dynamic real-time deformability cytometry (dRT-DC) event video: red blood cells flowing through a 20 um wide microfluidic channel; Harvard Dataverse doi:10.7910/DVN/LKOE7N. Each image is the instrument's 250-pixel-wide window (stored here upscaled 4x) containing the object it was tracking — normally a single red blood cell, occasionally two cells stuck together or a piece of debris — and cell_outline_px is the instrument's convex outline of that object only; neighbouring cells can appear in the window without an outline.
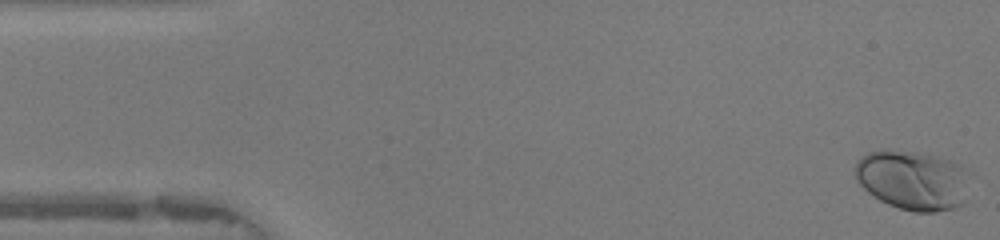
{"species": "human", "species_latin": "Homo sapiens", "temperature_condition": "warm", "stored_images_in_passage": 48, "camera_frame_rate_fps": 3000, "um_per_image_px": 0.085, "donor": {"sex": "female"}, "frame": {"image": 1, "passage_image": 1, "time_ms": 0.0, "image_size_px": [1000, 240], "cell_outline_px": [[964, 204], [956, 208], [936, 212], [916, 212], [900, 208], [888, 204], [880, 200], [868, 192], [856, 180], [856, 160], [860, 156], [868, 152], [884, 148], [916, 152], [936, 156], [948, 160], [956, 164], [964, 200]], "centroid_in_image_um": [77.4, 15.3], "position_along_channel_um": 7.6, "area_um2": 38.49}}
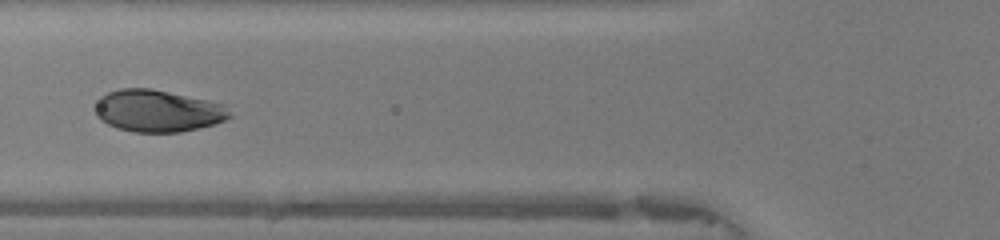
{"frame": {"image": 2, "passage_image": 18, "time_ms": 5.667, "image_size_px": [1000, 240], "cell_outline_px": [[232, 116], [224, 120], [212, 124], [180, 132], [132, 132], [116, 128], [100, 120], [96, 116], [96, 104], [100, 96], [108, 92], [120, 88], [152, 88], [228, 104]], "centroid_in_image_um": [13.42, 9.41], "position_along_channel_um": 112.4, "area_um2": 33.18}}
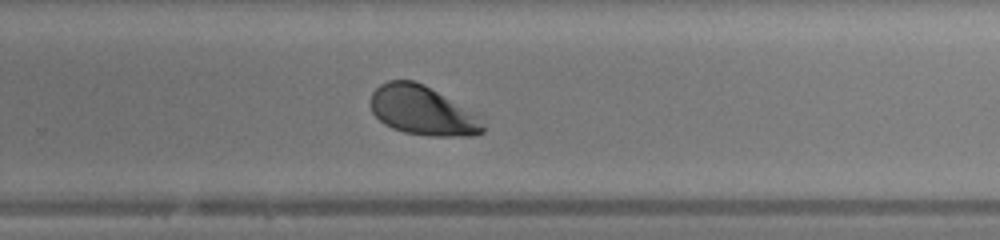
{"frame": {"image": 3, "passage_image": 31, "time_ms": 10.0, "image_size_px": [1000, 240], "cell_outline_px": [[484, 132], [472, 136], [428, 136], [404, 132], [392, 128], [384, 124], [372, 112], [372, 92], [380, 84], [388, 80], [412, 80], [424, 84], [480, 116], [484, 124]], "centroid_in_image_um": [35.93, 9.41], "position_along_channel_um": 293.9, "area_um2": 32.14}, "authors_computed_cell_mechanics": {"area_um2": 33.6685, "velocity_mm_per_s": 4.1984, "shape_relaxation_time_tau1_ms": 1.6745, "shape_relaxation_time_tau2_ms": null, "deformation_change_tau1": 0.1472, "deformation_change_tau2": null}}